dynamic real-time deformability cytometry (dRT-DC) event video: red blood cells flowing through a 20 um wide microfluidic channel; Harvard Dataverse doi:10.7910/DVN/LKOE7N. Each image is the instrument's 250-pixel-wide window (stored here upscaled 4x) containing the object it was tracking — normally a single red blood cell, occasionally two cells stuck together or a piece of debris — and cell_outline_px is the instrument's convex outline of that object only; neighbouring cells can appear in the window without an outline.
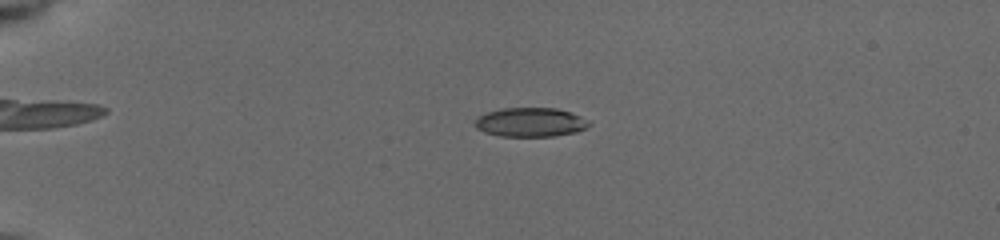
{"species": "common noctule bat (a hibernating species)", "species_latin": "Nyctalus noctula", "temperature_condition": "cold", "stored_images_in_passage": 26, "camera_frame_rate_fps": 3000, "um_per_image_px": 0.085, "animal": {"sex": "female", "body_mass_g": 19.5, "forearm_length_mm": 54.1}, "frame": {"image": 1, "passage_image": 11, "time_ms": 4.333, "image_size_px": [1000, 240], "cell_outline_px": [[592, 124], [576, 132], [552, 136], [500, 136], [484, 132], [476, 128], [476, 120], [480, 116], [488, 112], [504, 108], [556, 108], [580, 116], [588, 120]], "centroid_in_image_um": [45.1, 10.39], "position_along_channel_um": 39.9, "area_um2": 19.07}}
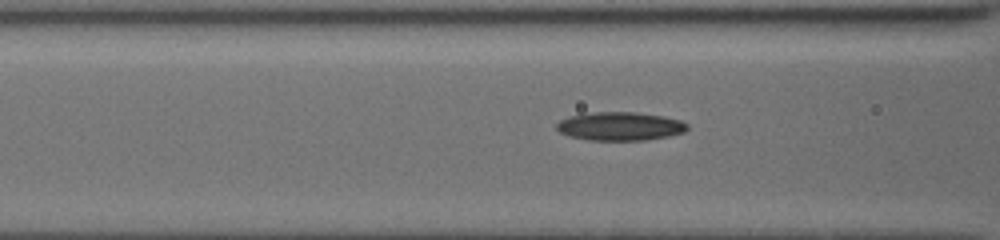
{"frame": {"image": 2, "passage_image": 20, "time_ms": 7.667, "image_size_px": [1000, 240], "cell_outline_px": [[688, 128], [684, 132], [668, 136], [644, 140], [588, 140], [568, 136], [560, 132], [556, 128], [556, 124], [560, 120], [568, 116], [592, 112], [636, 112], [664, 116], [680, 120], [688, 124]], "centroid_in_image_um": [52.69, 10.73], "position_along_channel_um": 113.9, "area_um2": 21.79}}
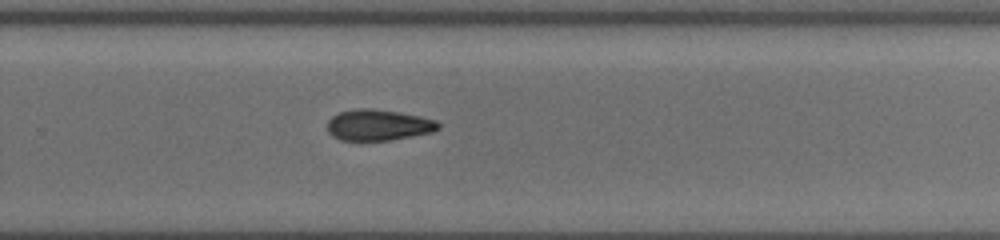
{"frame": {"image": 3, "passage_image": 26, "time_ms": 12.333, "image_size_px": [1000, 240], "cell_outline_px": [[440, 128], [432, 132], [388, 140], [340, 140], [332, 136], [328, 132], [328, 120], [332, 116], [340, 112], [356, 108], [372, 108], [400, 112], [420, 116], [436, 120], [440, 124]], "centroid_in_image_um": [32.15, 10.61], "position_along_channel_um": 297.7, "area_um2": 20.06}}